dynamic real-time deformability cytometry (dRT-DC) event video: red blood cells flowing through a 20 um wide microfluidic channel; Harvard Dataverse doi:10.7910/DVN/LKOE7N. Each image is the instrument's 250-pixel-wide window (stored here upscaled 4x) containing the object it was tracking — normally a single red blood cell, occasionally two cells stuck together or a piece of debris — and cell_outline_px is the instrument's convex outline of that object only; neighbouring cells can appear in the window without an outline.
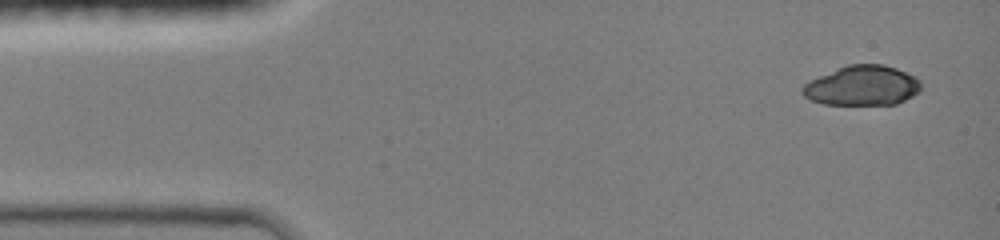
{"species": "common noctule bat (a hibernating species)", "species_latin": "Nyctalus noctula", "temperature_condition": "room temperature", "stored_images_in_passage": 5, "camera_frame_rate_fps": 3000, "um_per_image_px": 0.085, "animal": {"sex": "female", "body_mass_g": 19.0, "forearm_length_mm": 51.5}, "frame": {"image": 1, "passage_image": 1, "time_ms": 0.0, "image_size_px": [1000, 240], "cell_outline_px": [[920, 92], [896, 104], [824, 104], [812, 100], [804, 96], [800, 92], [804, 84], [820, 76], [848, 64], [884, 64], [896, 68], [916, 76], [920, 80]], "centroid_in_image_um": [73.32, 7.27], "position_along_channel_um": 11.7, "area_um2": 27.34}}